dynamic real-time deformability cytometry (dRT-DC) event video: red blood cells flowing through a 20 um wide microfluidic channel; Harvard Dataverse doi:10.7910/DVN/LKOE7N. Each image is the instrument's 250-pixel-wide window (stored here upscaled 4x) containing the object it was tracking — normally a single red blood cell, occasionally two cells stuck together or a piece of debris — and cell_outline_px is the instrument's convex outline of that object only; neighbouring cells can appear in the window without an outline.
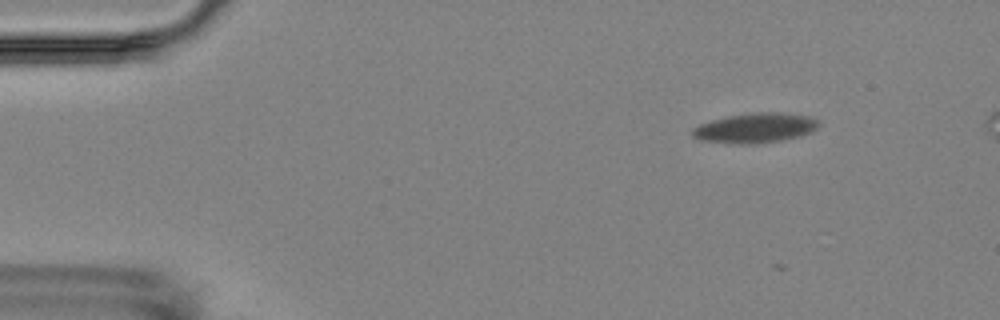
{"species": "Egyptian fruit bat (a non-hibernating species)", "species_latin": "Rousettus aegyptiacus", "temperature_condition": "room temperature", "stored_images_in_passage": 13, "segment_of_instrument_passage": [1, 2], "camera_frame_rate_fps": 3000, "um_per_image_px": 0.085, "animal": {"sex": "female"}, "frame": {"image": 1, "passage_image": 1, "time_ms": 0.0, "image_size_px": [1000, 320], "cell_outline_px": [[820, 124], [812, 132], [800, 136], [780, 140], [752, 144], [740, 144], [700, 140], [692, 136], [692, 128], [700, 124], [712, 120], [728, 116], [760, 112], [772, 112], [808, 116], [816, 120]], "centroid_in_image_um": [64.17, 10.88], "position_along_channel_um": 20.8, "area_um2": 21.62}}
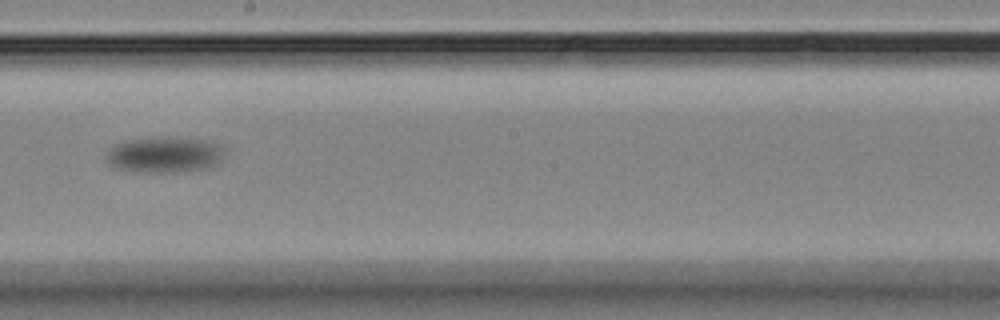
{"frame": {"image": 2, "passage_image": 9, "time_ms": 10.0, "image_size_px": [1000, 320], "cell_outline_px": [[224, 148], [220, 160], [216, 164], [208, 168], [176, 172], [136, 172], [112, 168], [108, 164], [108, 152], [112, 144], [128, 140], [156, 136], [176, 136], [212, 140], [224, 144]], "centroid_in_image_um": [14.01, 13.12], "position_along_channel_um": 234.2, "area_um2": 25.55}}
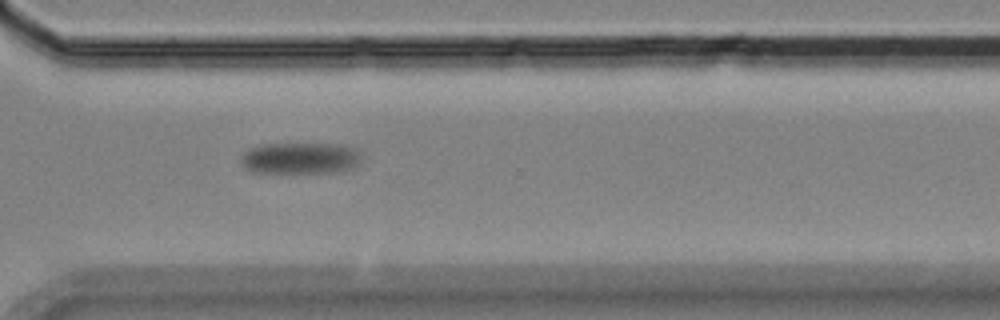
{"frame": {"image": 3, "passage_image": 12, "time_ms": 13.667, "image_size_px": [1000, 320], "cell_outline_px": [[360, 160], [352, 168], [336, 172], [252, 172], [240, 160], [244, 152], [248, 148], [264, 144], [340, 144], [356, 148], [360, 152]], "centroid_in_image_um": [25.54, 13.43], "position_along_channel_um": 345.1, "area_um2": 21.91}}